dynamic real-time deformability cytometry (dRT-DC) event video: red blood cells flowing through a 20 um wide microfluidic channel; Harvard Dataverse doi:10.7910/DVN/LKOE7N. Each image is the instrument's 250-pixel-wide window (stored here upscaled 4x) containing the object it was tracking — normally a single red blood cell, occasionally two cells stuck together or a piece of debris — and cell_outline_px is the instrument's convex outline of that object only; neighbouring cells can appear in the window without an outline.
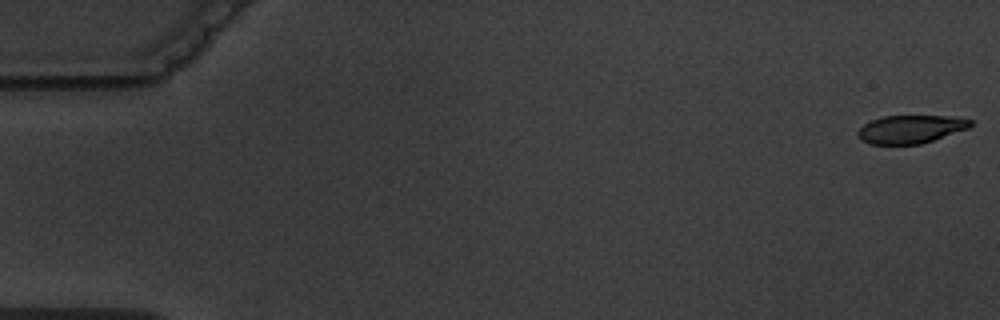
{"species": "common noctule bat (a hibernating species)", "species_latin": "Nyctalus noctula", "temperature_condition": "warm", "stored_images_in_passage": 6, "camera_frame_rate_fps": 3000, "um_per_image_px": 0.085, "animal": {"sex": "male", "body_mass_g": 19.5, "forearm_length_mm": 54.6}, "frame": {"image": 1, "passage_image": 1, "time_ms": 0.0, "image_size_px": [1000, 320], "cell_outline_px": [[972, 124], [968, 128], [920, 144], [868, 144], [860, 140], [856, 136], [856, 132], [864, 124], [872, 120], [884, 116], [948, 116], [972, 120]], "centroid_in_image_um": [77.34, 10.98], "position_along_channel_um": 7.7, "area_um2": 18.32}}
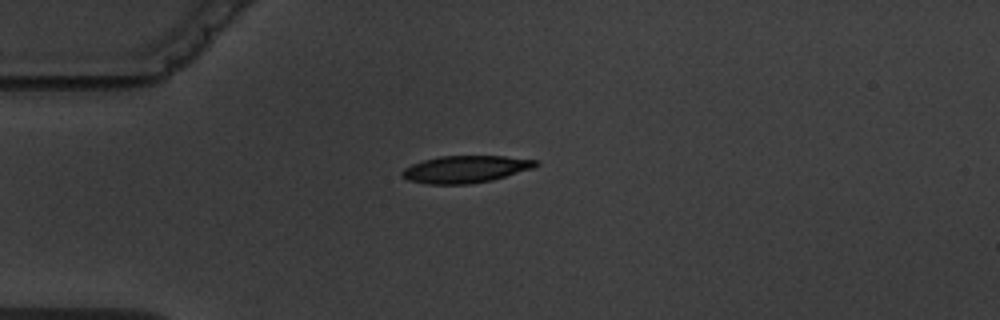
{"frame": {"image": 2, "passage_image": 5, "time_ms": 4.667, "image_size_px": [1000, 320], "cell_outline_px": [[540, 164], [536, 168], [492, 180], [468, 184], [428, 184], [408, 180], [400, 172], [404, 168], [412, 164], [424, 160], [440, 156], [504, 156], [540, 160]], "centroid_in_image_um": [39.64, 14.38], "position_along_channel_um": 45.4, "area_um2": 21.27}}